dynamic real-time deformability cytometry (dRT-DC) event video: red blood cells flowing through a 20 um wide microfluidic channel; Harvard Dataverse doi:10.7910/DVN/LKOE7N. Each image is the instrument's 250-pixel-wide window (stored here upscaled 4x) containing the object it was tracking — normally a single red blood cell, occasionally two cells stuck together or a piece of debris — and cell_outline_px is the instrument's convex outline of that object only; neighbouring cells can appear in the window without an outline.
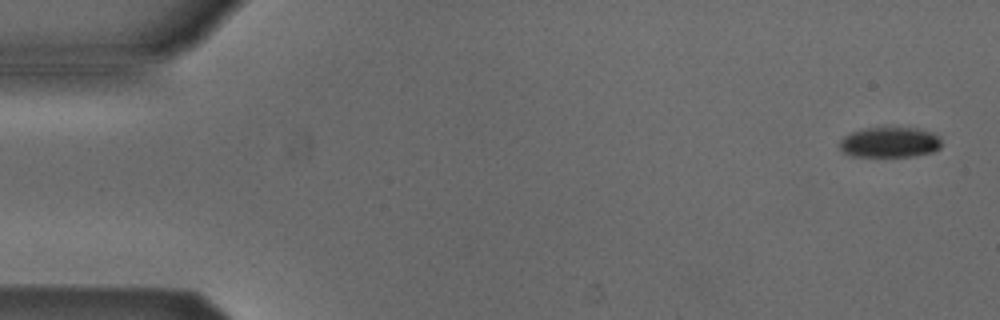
{"species": "Egyptian fruit bat (a non-hibernating species)", "species_latin": "Rousettus aegyptiacus", "temperature_condition": "cold", "stored_images_in_passage": 9, "camera_frame_rate_fps": 3000, "um_per_image_px": 0.085, "animal": {"sex": "male"}, "frame": {"image": 1, "passage_image": 1, "time_ms": 0.0, "image_size_px": [1000, 320], "cell_outline_px": [[940, 148], [932, 152], [912, 156], [852, 156], [844, 152], [840, 148], [840, 140], [844, 136], [852, 132], [868, 128], [916, 128], [932, 132], [940, 136]], "centroid_in_image_um": [75.64, 12.09], "position_along_channel_um": 9.4, "area_um2": 17.86}}
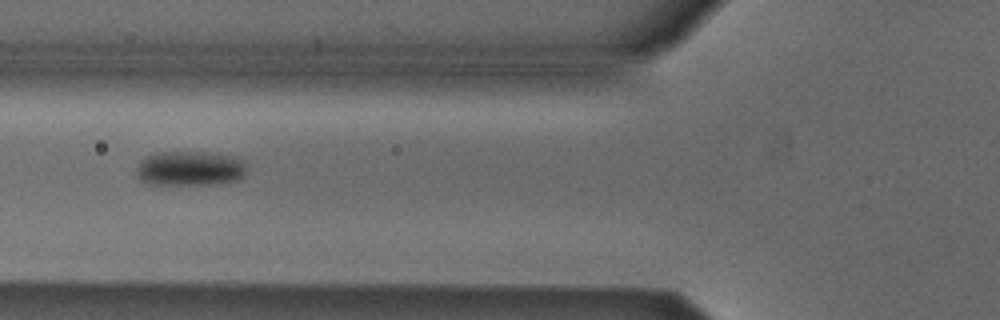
{"frame": {"image": 2, "passage_image": 6, "time_ms": 1.667, "image_size_px": [1000, 320], "cell_outline_px": [[248, 172], [244, 176], [236, 180], [212, 184], [144, 184], [136, 176], [136, 164], [140, 160], [156, 152], [216, 152], [236, 156], [244, 160], [248, 164]], "centroid_in_image_um": [16.18, 14.3], "position_along_channel_um": 109.6, "area_um2": 23.0}}
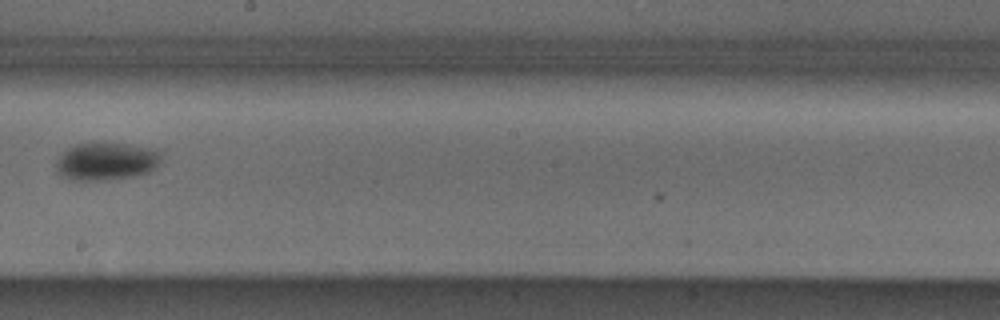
{"frame": {"image": 3, "passage_image": 9, "time_ms": 2.667, "image_size_px": [1000, 320], "cell_outline_px": [[164, 160], [156, 168], [148, 172], [136, 176], [108, 180], [72, 180], [56, 172], [56, 160], [68, 148], [76, 144], [128, 144], [156, 148], [160, 152]], "centroid_in_image_um": [9.11, 13.73], "position_along_channel_um": 239.1, "area_um2": 23.29}}